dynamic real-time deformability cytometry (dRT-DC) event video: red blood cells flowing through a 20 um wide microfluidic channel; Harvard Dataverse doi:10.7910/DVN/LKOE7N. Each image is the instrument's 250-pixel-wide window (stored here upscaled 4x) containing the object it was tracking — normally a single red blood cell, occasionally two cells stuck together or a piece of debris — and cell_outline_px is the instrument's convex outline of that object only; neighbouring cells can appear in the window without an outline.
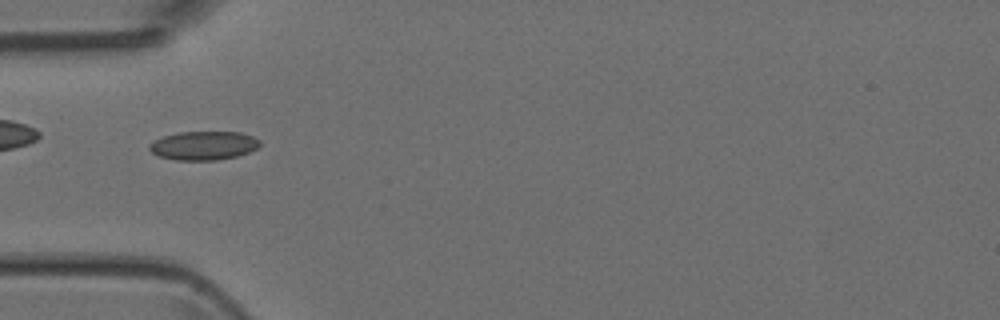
{"species": "Egyptian fruit bat (a non-hibernating species)", "species_latin": "Rousettus aegyptiacus", "temperature_condition": "room temperature", "stored_images_in_passage": 40, "camera_frame_rate_fps": 3000, "um_per_image_px": 0.085, "animal": {"sex": "female"}, "frame": {"image": 1, "passage_image": 7, "time_ms": 2.0, "image_size_px": [1000, 320], "cell_outline_px": [[260, 144], [256, 148], [248, 152], [236, 156], [216, 160], [176, 160], [156, 156], [148, 148], [148, 144], [164, 136], [180, 132], [240, 132], [252, 136], [260, 140]], "centroid_in_image_um": [17.28, 12.38], "position_along_channel_um": 67.7, "area_um2": 18.44}}
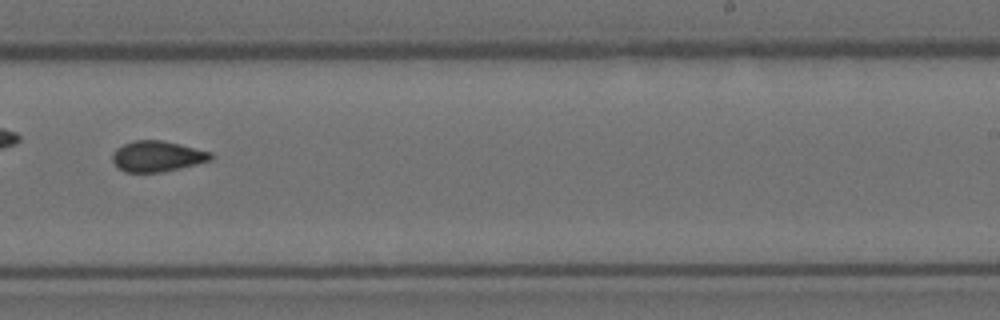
{"frame": {"image": 2, "passage_image": 22, "time_ms": 7.0, "image_size_px": [1000, 320], "cell_outline_px": [[212, 160], [180, 168], [160, 172], [124, 172], [116, 168], [112, 160], [112, 152], [116, 148], [124, 144], [136, 140], [164, 140], [212, 152]], "centroid_in_image_um": [13.33, 13.28], "position_along_channel_um": 275.7, "area_um2": 17.74}}
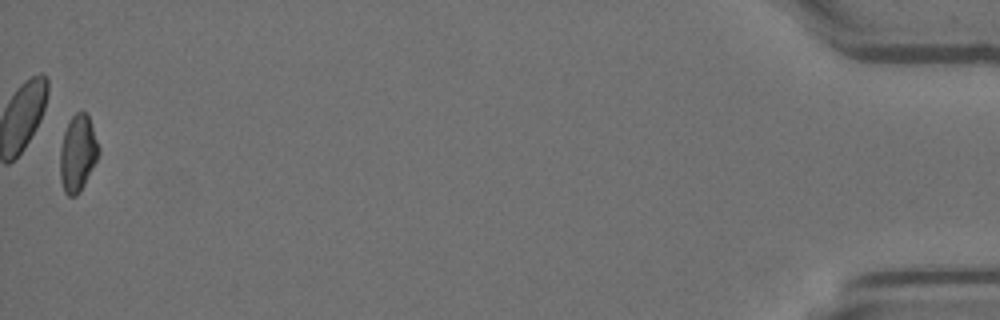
{"frame": {"image": 3, "passage_image": 40, "time_ms": 13.0, "image_size_px": [1000, 320], "cell_outline_px": [[100, 152], [80, 192], [76, 196], [68, 196], [64, 192], [60, 180], [60, 148], [64, 132], [72, 116], [76, 112], [84, 112], [88, 116], [100, 148]], "centroid_in_image_um": [6.59, 13.06], "position_along_channel_um": 428.6, "area_um2": 17.05}}